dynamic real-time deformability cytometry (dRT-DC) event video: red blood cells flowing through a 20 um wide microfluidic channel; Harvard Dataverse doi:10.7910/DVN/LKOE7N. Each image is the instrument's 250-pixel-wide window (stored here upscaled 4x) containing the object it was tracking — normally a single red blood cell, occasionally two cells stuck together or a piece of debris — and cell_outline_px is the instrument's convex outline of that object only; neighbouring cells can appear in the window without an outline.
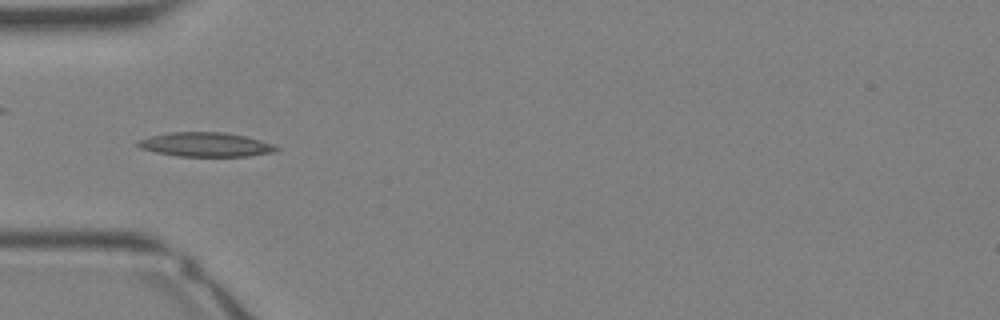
{"species": "Egyptian fruit bat (a non-hibernating species)", "species_latin": "Rousettus aegyptiacus", "temperature_condition": "warm", "stored_images_in_passage": 24, "camera_frame_rate_fps": 3000, "um_per_image_px": 0.085, "animal": {"sex": "female"}, "frame": {"image": 1, "passage_image": 1, "time_ms": 0.0, "image_size_px": [1000, 320], "cell_outline_px": [[280, 148], [276, 152], [248, 156], [176, 156], [156, 152], [140, 148], [136, 144], [136, 140], [168, 132], [224, 132], [244, 136], [260, 140], [272, 144]], "centroid_in_image_um": [17.47, 12.29], "position_along_channel_um": 67.5, "area_um2": 19.54}}
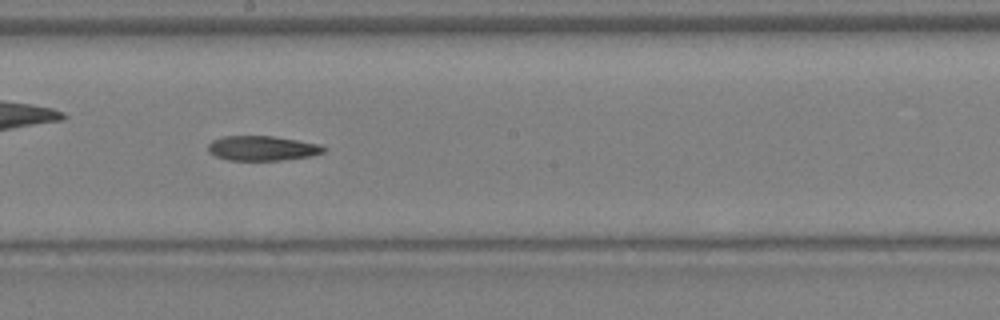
{"frame": {"image": 2, "passage_image": 9, "time_ms": 2.667, "image_size_px": [1000, 320], "cell_outline_px": [[328, 148], [324, 152], [312, 156], [280, 160], [228, 160], [216, 156], [208, 152], [208, 144], [212, 140], [224, 136], [272, 136], [320, 144]], "centroid_in_image_um": [22.3, 12.6], "position_along_channel_um": 225.9, "area_um2": 16.7}}
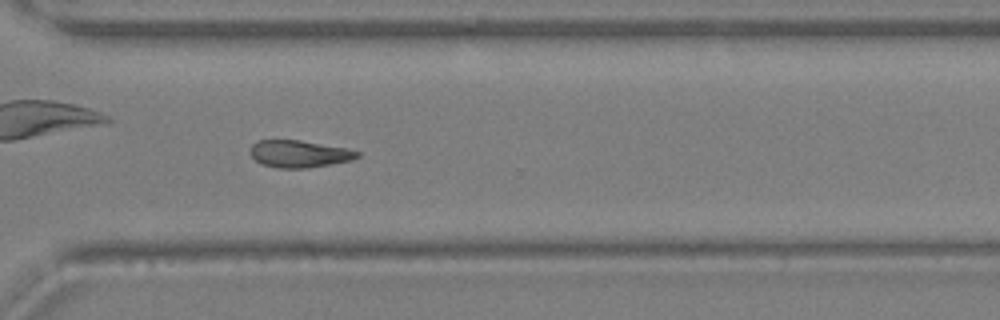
{"frame": {"image": 3, "passage_image": 15, "time_ms": 4.667, "image_size_px": [1000, 320], "cell_outline_px": [[360, 156], [352, 160], [308, 168], [276, 168], [260, 164], [252, 156], [252, 144], [256, 140], [300, 140], [344, 148], [360, 152]], "centroid_in_image_um": [25.42, 13.08], "position_along_channel_um": 345.2, "area_um2": 16.82}}